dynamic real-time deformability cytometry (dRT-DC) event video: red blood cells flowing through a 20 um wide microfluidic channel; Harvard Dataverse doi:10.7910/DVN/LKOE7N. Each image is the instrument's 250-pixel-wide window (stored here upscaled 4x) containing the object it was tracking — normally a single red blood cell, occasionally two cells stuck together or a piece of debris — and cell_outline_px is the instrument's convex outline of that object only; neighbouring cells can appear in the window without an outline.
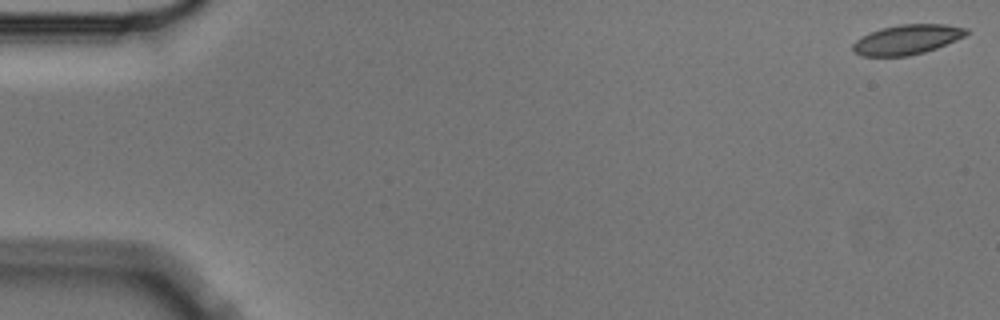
{"species": "Egyptian fruit bat (a non-hibernating species)", "species_latin": "Rousettus aegyptiacus", "temperature_condition": "cold", "stored_images_in_passage": 7, "camera_frame_rate_fps": 3000, "um_per_image_px": 0.085, "animal": {"sex": "male"}, "frame": {"image": 1, "passage_image": 1, "time_ms": 0.0, "image_size_px": [1000, 320], "cell_outline_px": [[968, 32], [964, 36], [956, 40], [936, 48], [924, 52], [908, 56], [860, 56], [852, 52], [852, 44], [856, 40], [880, 28], [900, 24], [944, 24], [968, 28]], "centroid_in_image_um": [77.08, 3.36], "position_along_channel_um": 7.9, "area_um2": 19.65}}
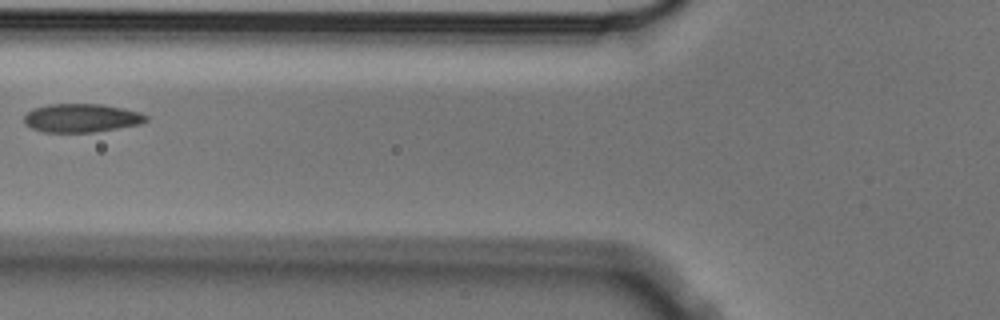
{"frame": {"image": 2, "passage_image": 6, "time_ms": 1.667, "image_size_px": [1000, 320], "cell_outline_px": [[148, 120], [140, 124], [96, 132], [44, 132], [32, 128], [24, 124], [24, 116], [32, 108], [48, 104], [100, 104], [124, 108], [140, 112], [148, 116]], "centroid_in_image_um": [6.92, 10.03], "position_along_channel_um": 118.9, "area_um2": 20.4}}
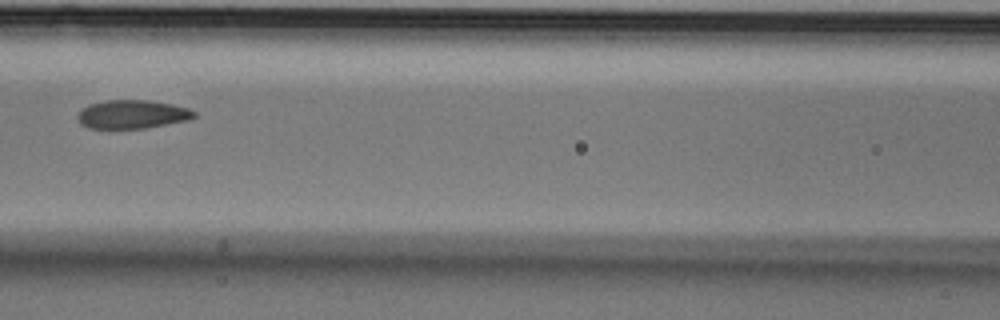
{"frame": {"image": 3, "passage_image": 7, "time_ms": 2.0, "image_size_px": [1000, 320], "cell_outline_px": [[196, 116], [192, 120], [144, 128], [88, 128], [80, 124], [76, 116], [80, 108], [88, 104], [108, 100], [148, 100], [172, 104], [188, 108], [196, 112]], "centroid_in_image_um": [11.23, 9.71], "position_along_channel_um": 155.4, "area_um2": 19.65}}